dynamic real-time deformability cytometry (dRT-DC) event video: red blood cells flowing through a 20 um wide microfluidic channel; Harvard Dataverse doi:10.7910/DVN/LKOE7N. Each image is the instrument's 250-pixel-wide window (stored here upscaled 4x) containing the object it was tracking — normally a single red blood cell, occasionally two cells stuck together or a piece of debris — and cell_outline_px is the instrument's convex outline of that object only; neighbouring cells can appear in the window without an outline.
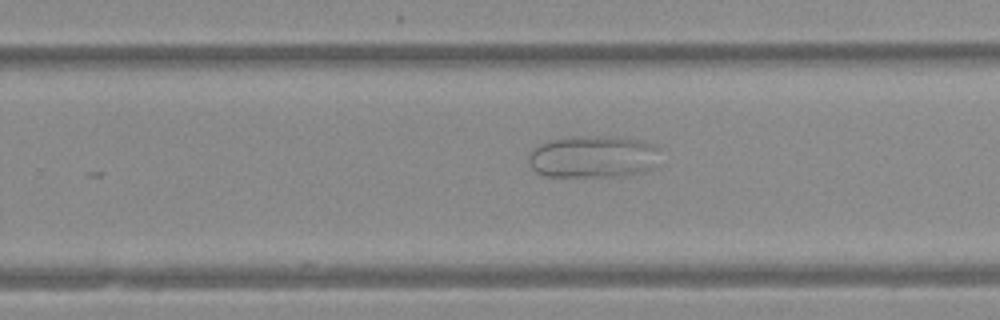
{"species": "Egyptian fruit bat (a non-hibernating species)", "species_latin": "Rousettus aegyptiacus", "temperature_condition": "warm", "stored_images_in_passage": 27, "camera_frame_rate_fps": 3000, "um_per_image_px": 0.085, "animal": {"sex": "female"}, "frame": {"image": 1, "passage_image": 19, "time_ms": 6.0, "image_size_px": [1000, 320], "cell_outline_px": [[660, 148], [652, 168], [640, 172], [616, 176], [544, 176], [536, 172], [528, 164], [528, 152], [536, 144], [548, 140], [576, 136], [612, 136], [644, 140]], "centroid_in_image_um": [50.34, 13.3], "position_along_channel_um": 279.5, "area_um2": 32.66}}
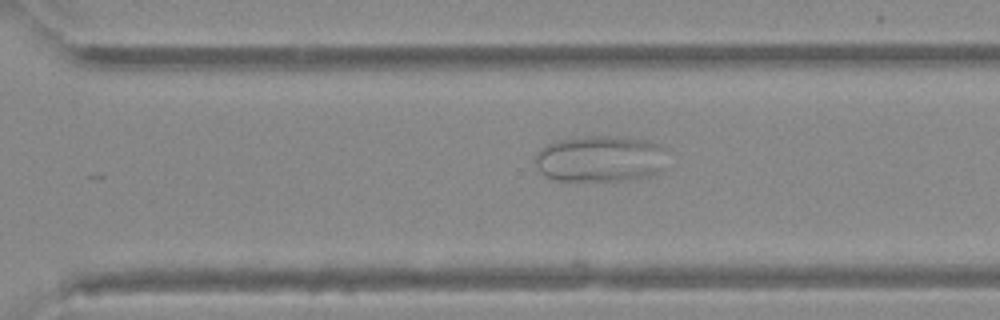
{"frame": {"image": 2, "passage_image": 22, "time_ms": 7.0, "image_size_px": [1000, 320], "cell_outline_px": [[664, 168], [660, 172], [652, 176], [624, 180], [556, 180], [540, 172], [532, 160], [536, 152], [540, 148], [556, 140], [584, 136], [608, 136], [648, 140], [664, 148]], "centroid_in_image_um": [50.98, 13.49], "position_along_channel_um": 319.6, "area_um2": 35.84}}
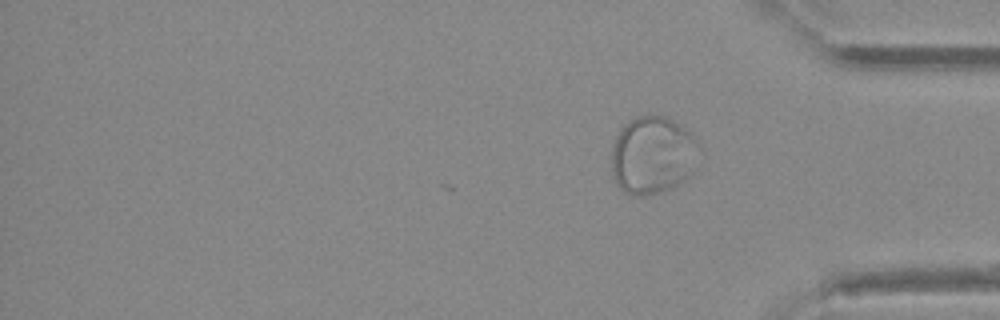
{"frame": {"image": 3, "passage_image": 27, "time_ms": 8.667, "image_size_px": [1000, 320], "cell_outline_px": [[700, 148], [692, 172], [688, 176], [676, 184], [660, 192], [644, 196], [636, 196], [624, 192], [616, 184], [612, 172], [612, 144], [620, 128], [628, 120], [636, 116], [652, 112], [668, 116], [680, 124], [696, 140]], "centroid_in_image_um": [55.44, 13.13], "position_along_channel_um": 379.8, "area_um2": 40.17}}